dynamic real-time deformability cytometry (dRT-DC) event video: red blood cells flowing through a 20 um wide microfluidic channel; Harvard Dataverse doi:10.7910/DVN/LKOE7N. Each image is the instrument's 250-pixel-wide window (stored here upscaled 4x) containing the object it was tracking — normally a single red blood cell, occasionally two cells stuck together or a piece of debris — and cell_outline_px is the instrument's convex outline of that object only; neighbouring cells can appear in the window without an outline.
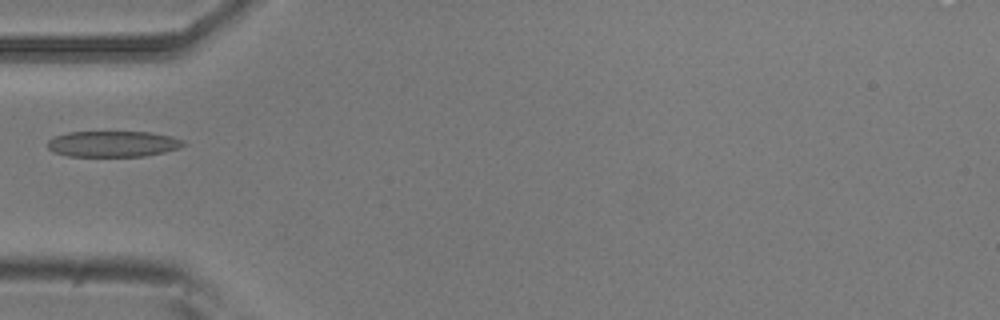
{"species": "common noctule bat (a hibernating species)", "species_latin": "Nyctalus noctula", "temperature_condition": "room temperature", "stored_images_in_passage": 2, "camera_frame_rate_fps": 3000, "um_per_image_px": 0.085, "animal": {"sex": "male", "body_mass_g": 20.5, "forearm_length_mm": 52.5}, "frame": {"image": 1, "passage_image": 1, "time_ms": 0.0, "image_size_px": [1000, 320], "cell_outline_px": [[188, 144], [180, 148], [164, 152], [144, 156], [68, 156], [52, 152], [48, 148], [48, 140], [52, 136], [68, 132], [148, 132], [172, 136], [184, 140]], "centroid_in_image_um": [9.61, 12.23], "position_along_channel_um": 75.4, "area_um2": 20.75}}
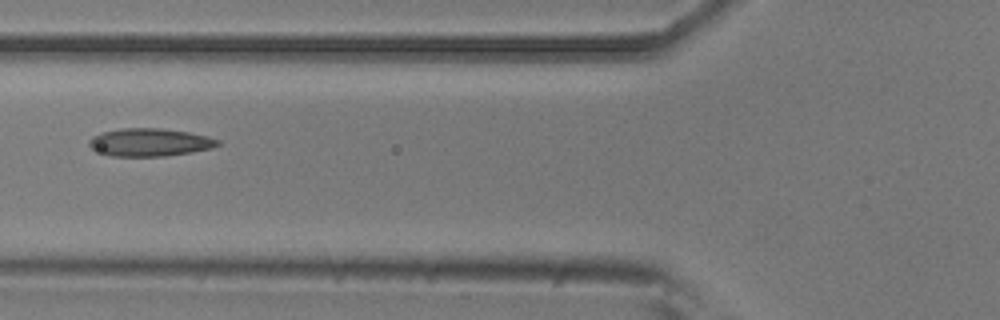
{"frame": {"image": 2, "passage_image": 2, "time_ms": 1.0, "image_size_px": [1000, 320], "cell_outline_px": [[220, 144], [212, 148], [192, 152], [164, 156], [112, 156], [100, 152], [92, 148], [88, 144], [88, 140], [92, 136], [100, 132], [120, 128], [160, 128], [188, 132], [208, 136], [220, 140]], "centroid_in_image_um": [12.72, 12.09], "position_along_channel_um": 113.1, "area_um2": 20.98}}